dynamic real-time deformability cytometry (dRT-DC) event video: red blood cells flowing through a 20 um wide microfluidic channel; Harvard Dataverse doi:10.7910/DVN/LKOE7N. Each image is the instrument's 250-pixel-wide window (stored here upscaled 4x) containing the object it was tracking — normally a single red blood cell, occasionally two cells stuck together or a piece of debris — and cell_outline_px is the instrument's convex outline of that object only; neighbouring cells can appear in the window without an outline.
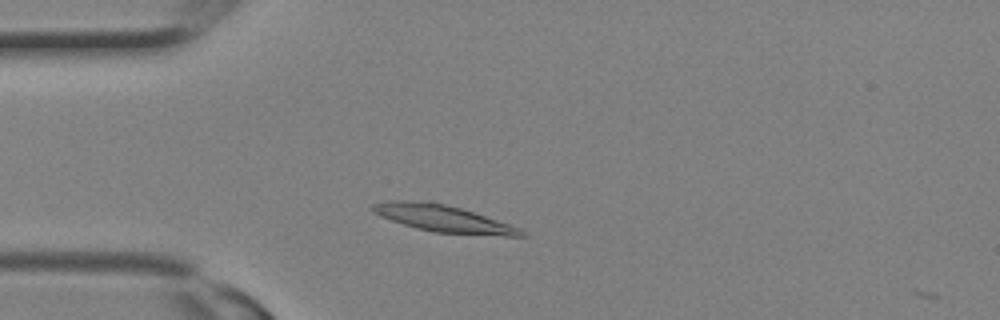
{"species": "Egyptian fruit bat (a non-hibernating species)", "species_latin": "Rousettus aegyptiacus", "temperature_condition": "room temperature", "stored_images_in_passage": 1, "camera_frame_rate_fps": 3000, "um_per_image_px": 0.085, "animal": {"sex": "female"}, "frame": {"image": 1, "passage_image": 1, "time_ms": 0.0, "image_size_px": [1000, 320], "cell_outline_px": [[528, 236], [504, 236], [432, 232], [416, 228], [380, 216], [372, 212], [368, 208], [372, 204], [388, 200], [432, 200], [460, 208], [520, 228]], "centroid_in_image_um": [37.59, 18.55], "position_along_channel_um": 47.4, "area_um2": 23.35}}